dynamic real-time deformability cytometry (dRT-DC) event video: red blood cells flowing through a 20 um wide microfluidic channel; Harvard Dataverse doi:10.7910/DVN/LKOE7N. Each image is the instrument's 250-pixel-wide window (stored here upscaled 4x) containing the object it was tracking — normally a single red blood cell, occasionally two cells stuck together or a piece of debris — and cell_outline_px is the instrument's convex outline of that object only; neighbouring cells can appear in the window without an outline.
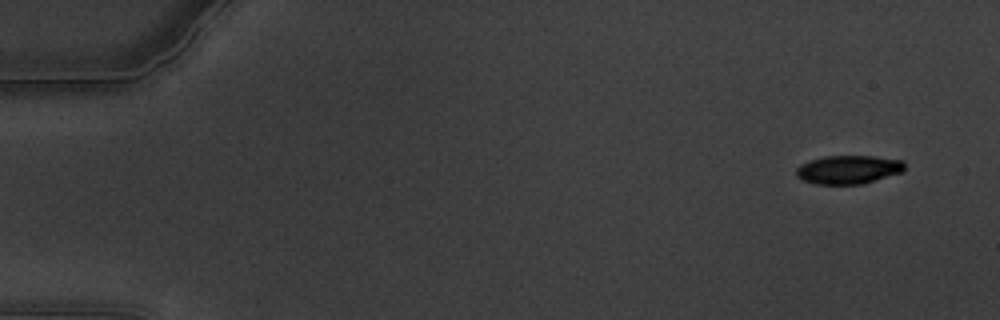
{"species": "common noctule bat (a hibernating species)", "species_latin": "Nyctalus noctula", "temperature_condition": "warm", "stored_images_in_passage": 61, "camera_frame_rate_fps": 3000, "um_per_image_px": 0.085, "animal": {"sex": "male", "body_mass_g": 19.5, "forearm_length_mm": 54.6}, "frame": {"image": 1, "passage_image": 4, "time_ms": 1.0, "image_size_px": [1000, 320], "cell_outline_px": [[904, 172], [864, 184], [816, 184], [800, 180], [796, 176], [796, 168], [800, 164], [824, 156], [872, 156], [904, 160]], "centroid_in_image_um": [72.12, 14.42], "position_along_channel_um": 12.9, "area_um2": 18.26}}
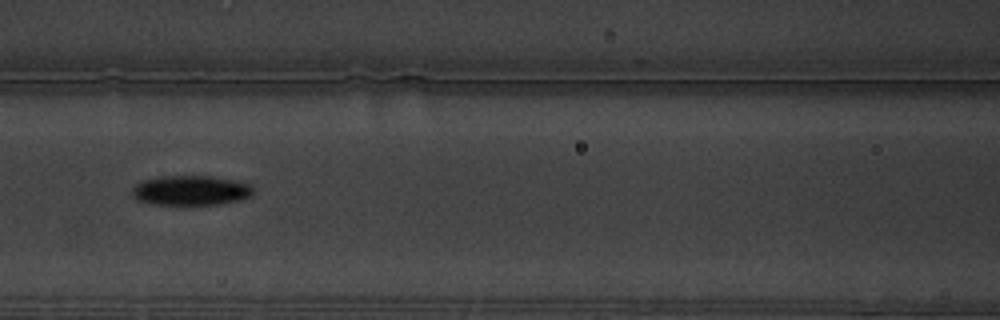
{"frame": {"image": 2, "passage_image": 28, "time_ms": 9.0, "image_size_px": [1000, 320], "cell_outline_px": [[252, 196], [240, 200], [220, 204], [152, 204], [136, 200], [132, 196], [132, 188], [140, 180], [160, 176], [212, 176], [236, 180], [252, 184]], "centroid_in_image_um": [16.21, 16.17], "position_along_channel_um": 150.4, "area_um2": 21.27}}
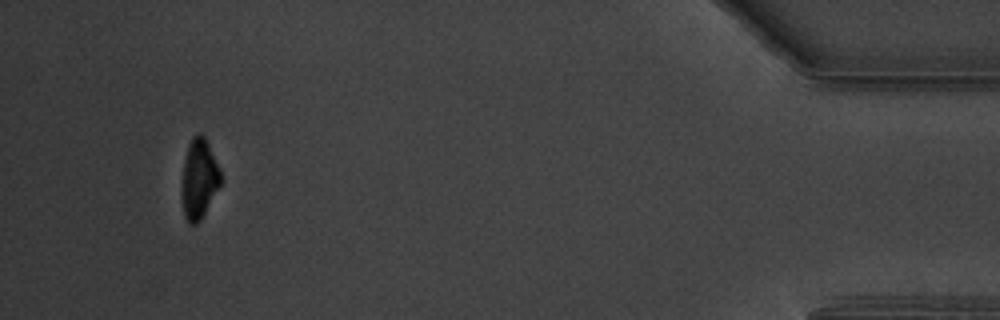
{"frame": {"image": 3, "passage_image": 58, "time_ms": 19.0, "image_size_px": [1000, 320], "cell_outline_px": [[220, 184], [200, 220], [196, 224], [188, 224], [184, 216], [180, 192], [184, 160], [188, 144], [192, 136], [200, 132], [204, 136], [220, 168]], "centroid_in_image_um": [16.88, 15.2], "position_along_channel_um": 418.3, "area_um2": 18.09}, "authors_computed_cell_mechanics": {"area_um2": 19.5364, "velocity_mm_per_s": 3.3544, "shape_relaxation_time_tau1_ms": 3.2837, "shape_relaxation_time_tau2_ms": null, "deformation_change_tau1": 0.1513, "deformation_change_tau2": null}}